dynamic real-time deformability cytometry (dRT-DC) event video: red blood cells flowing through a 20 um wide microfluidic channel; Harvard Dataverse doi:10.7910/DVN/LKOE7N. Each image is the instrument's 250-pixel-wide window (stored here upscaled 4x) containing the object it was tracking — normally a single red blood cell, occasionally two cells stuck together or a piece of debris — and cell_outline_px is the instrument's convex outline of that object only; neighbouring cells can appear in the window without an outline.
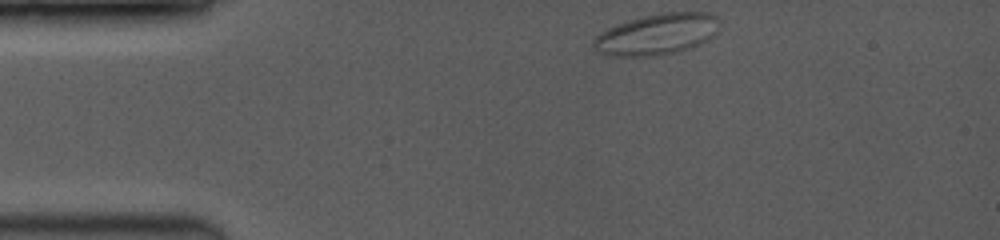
{"species": "common noctule bat (a hibernating species)", "species_latin": "Nyctalus noctula", "temperature_condition": "room temperature", "stored_images_in_passage": 5, "camera_frame_rate_fps": 3500, "um_per_image_px": 0.085, "animal": {"sex": "female", "body_mass_g": 19.0, "forearm_length_mm": 53.3}, "frame": {"image": 1, "passage_image": 1, "time_ms": 0.0, "image_size_px": [1000, 240], "cell_outline_px": [[716, 32], [708, 40], [700, 44], [676, 52], [656, 56], [608, 56], [596, 52], [592, 44], [596, 36], [608, 28], [632, 20], [648, 16], [668, 12], [704, 12], [712, 16]], "centroid_in_image_um": [55.75, 2.96], "position_along_channel_um": 29.2, "area_um2": 29.3}}
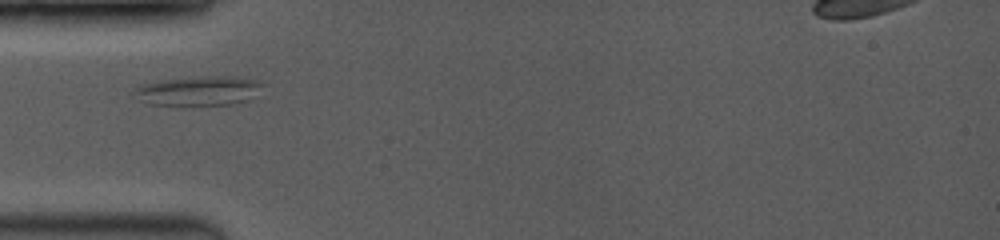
{"frame": {"image": 2, "passage_image": 4, "time_ms": 2.571, "image_size_px": [1000, 240], "cell_outline_px": [[264, 84], [248, 100], [232, 104], [180, 108], [148, 104], [140, 100], [132, 92], [140, 84], [164, 80], [208, 76], [236, 76], [260, 80]], "centroid_in_image_um": [16.84, 7.77], "position_along_channel_um": 68.2, "area_um2": 22.83}}
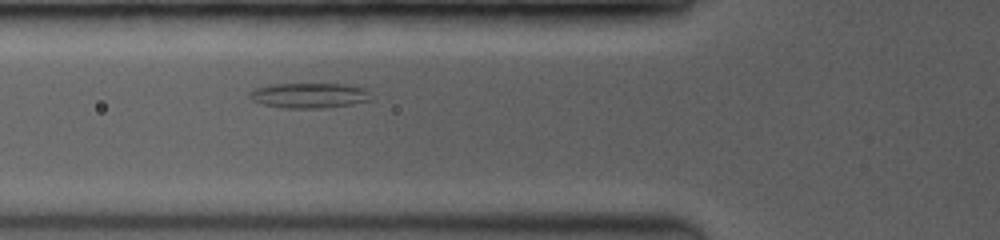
{"frame": {"image": 3, "passage_image": 5, "time_ms": 3.429, "image_size_px": [1000, 240], "cell_outline_px": [[372, 100], [352, 104], [328, 108], [284, 108], [260, 104], [252, 100], [248, 96], [248, 92], [256, 88], [276, 84], [344, 84], [364, 88], [368, 92]], "centroid_in_image_um": [26.27, 8.12], "position_along_channel_um": 99.5, "area_um2": 17.86}}